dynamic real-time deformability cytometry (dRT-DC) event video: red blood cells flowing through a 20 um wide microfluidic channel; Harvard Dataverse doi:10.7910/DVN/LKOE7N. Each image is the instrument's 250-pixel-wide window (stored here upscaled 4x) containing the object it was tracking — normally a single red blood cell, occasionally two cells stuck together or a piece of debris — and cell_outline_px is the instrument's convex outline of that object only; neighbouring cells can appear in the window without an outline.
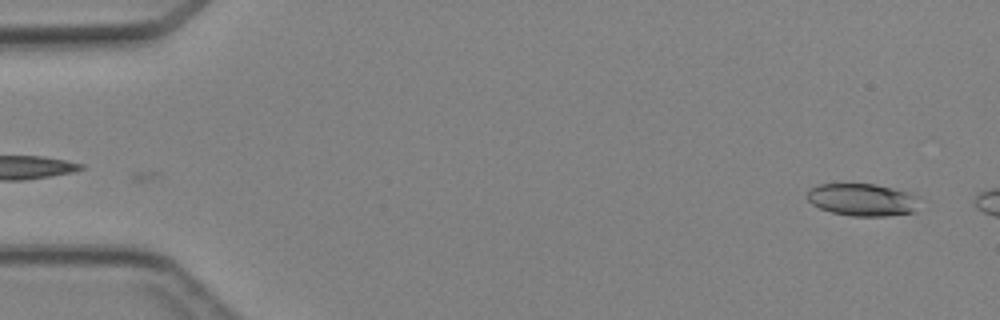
{"species": "Egyptian fruit bat (a non-hibernating species)", "species_latin": "Rousettus aegyptiacus", "temperature_condition": "cold", "stored_images_in_passage": 3, "segment_of_instrument_passage": [2, 2], "camera_frame_rate_fps": 3000, "um_per_image_px": 0.085, "animal": {"sex": "female"}, "frame": {"image": 1, "passage_image": 3, "time_ms": 2.333, "image_size_px": [1000, 320], "cell_outline_px": [[920, 196], [916, 212], [888, 216], [852, 216], [832, 212], [820, 208], [812, 204], [808, 200], [808, 192], [812, 188], [820, 184], [872, 184], [912, 192]], "centroid_in_image_um": [73.38, 16.98], "position_along_channel_um": 11.6, "area_um2": 21.33}}